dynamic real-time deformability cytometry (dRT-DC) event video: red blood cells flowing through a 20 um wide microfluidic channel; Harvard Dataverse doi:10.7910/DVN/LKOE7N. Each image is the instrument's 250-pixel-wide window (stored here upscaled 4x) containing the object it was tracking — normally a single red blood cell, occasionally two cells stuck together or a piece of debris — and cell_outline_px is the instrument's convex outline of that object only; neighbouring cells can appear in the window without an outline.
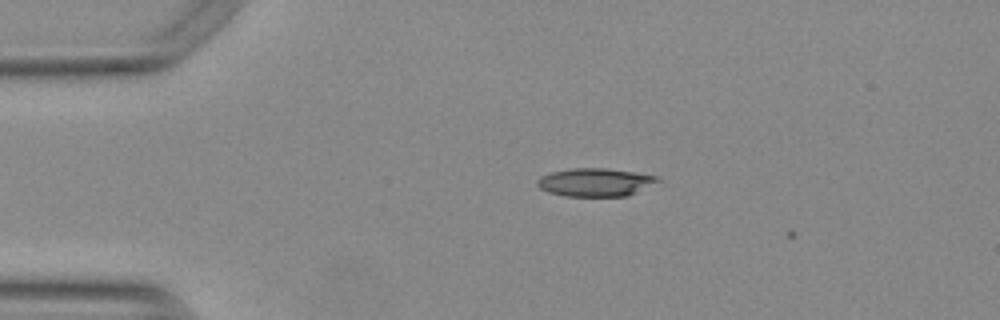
{"species": "Egyptian fruit bat (a non-hibernating species)", "species_latin": "Rousettus aegyptiacus", "temperature_condition": "warm", "stored_images_in_passage": 2, "camera_frame_rate_fps": 3000, "um_per_image_px": 0.085, "animal": {"sex": "female"}, "frame": {"image": 1, "passage_image": 1, "time_ms": 0.0, "image_size_px": [1000, 320], "cell_outline_px": [[660, 180], [628, 196], [564, 196], [548, 192], [540, 188], [536, 184], [536, 180], [540, 176], [552, 172], [568, 168], [608, 168], [656, 176]], "centroid_in_image_um": [50.53, 15.49], "position_along_channel_um": 34.5, "area_um2": 19.65}}